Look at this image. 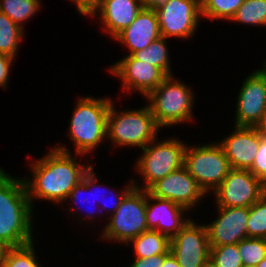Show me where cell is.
<instances>
[{
  "label": "cell",
  "mask_w": 266,
  "mask_h": 267,
  "mask_svg": "<svg viewBox=\"0 0 266 267\" xmlns=\"http://www.w3.org/2000/svg\"><path fill=\"white\" fill-rule=\"evenodd\" d=\"M261 128L263 130V133L266 135V120H265V123L263 124V126Z\"/></svg>",
  "instance_id": "41"
},
{
  "label": "cell",
  "mask_w": 266,
  "mask_h": 267,
  "mask_svg": "<svg viewBox=\"0 0 266 267\" xmlns=\"http://www.w3.org/2000/svg\"><path fill=\"white\" fill-rule=\"evenodd\" d=\"M256 178L266 185V135L260 128V146L253 165L249 170Z\"/></svg>",
  "instance_id": "31"
},
{
  "label": "cell",
  "mask_w": 266,
  "mask_h": 267,
  "mask_svg": "<svg viewBox=\"0 0 266 267\" xmlns=\"http://www.w3.org/2000/svg\"><path fill=\"white\" fill-rule=\"evenodd\" d=\"M266 193V185L249 170L231 168L214 190L217 206L250 207Z\"/></svg>",
  "instance_id": "9"
},
{
  "label": "cell",
  "mask_w": 266,
  "mask_h": 267,
  "mask_svg": "<svg viewBox=\"0 0 266 267\" xmlns=\"http://www.w3.org/2000/svg\"><path fill=\"white\" fill-rule=\"evenodd\" d=\"M234 127V132L218 144L231 168L250 170L260 146V127Z\"/></svg>",
  "instance_id": "16"
},
{
  "label": "cell",
  "mask_w": 266,
  "mask_h": 267,
  "mask_svg": "<svg viewBox=\"0 0 266 267\" xmlns=\"http://www.w3.org/2000/svg\"><path fill=\"white\" fill-rule=\"evenodd\" d=\"M34 248L33 242L19 247L6 248L1 267H40Z\"/></svg>",
  "instance_id": "25"
},
{
  "label": "cell",
  "mask_w": 266,
  "mask_h": 267,
  "mask_svg": "<svg viewBox=\"0 0 266 267\" xmlns=\"http://www.w3.org/2000/svg\"><path fill=\"white\" fill-rule=\"evenodd\" d=\"M162 37L158 16L154 9L143 8L134 21L115 38L129 48L131 55L133 52L145 49L153 41Z\"/></svg>",
  "instance_id": "19"
},
{
  "label": "cell",
  "mask_w": 266,
  "mask_h": 267,
  "mask_svg": "<svg viewBox=\"0 0 266 267\" xmlns=\"http://www.w3.org/2000/svg\"><path fill=\"white\" fill-rule=\"evenodd\" d=\"M129 244H133L136 258L170 253V239L155 230L141 233L136 238L131 239Z\"/></svg>",
  "instance_id": "20"
},
{
  "label": "cell",
  "mask_w": 266,
  "mask_h": 267,
  "mask_svg": "<svg viewBox=\"0 0 266 267\" xmlns=\"http://www.w3.org/2000/svg\"><path fill=\"white\" fill-rule=\"evenodd\" d=\"M265 65H264V68L261 70H256L258 72V74L264 79L266 80V60H265Z\"/></svg>",
  "instance_id": "38"
},
{
  "label": "cell",
  "mask_w": 266,
  "mask_h": 267,
  "mask_svg": "<svg viewBox=\"0 0 266 267\" xmlns=\"http://www.w3.org/2000/svg\"><path fill=\"white\" fill-rule=\"evenodd\" d=\"M142 9L140 0H100L87 15L95 17L99 13L104 31L115 38Z\"/></svg>",
  "instance_id": "18"
},
{
  "label": "cell",
  "mask_w": 266,
  "mask_h": 267,
  "mask_svg": "<svg viewBox=\"0 0 266 267\" xmlns=\"http://www.w3.org/2000/svg\"><path fill=\"white\" fill-rule=\"evenodd\" d=\"M78 99L68 133L77 155L81 156L92 152L107 138V117L112 100L88 96Z\"/></svg>",
  "instance_id": "3"
},
{
  "label": "cell",
  "mask_w": 266,
  "mask_h": 267,
  "mask_svg": "<svg viewBox=\"0 0 266 267\" xmlns=\"http://www.w3.org/2000/svg\"><path fill=\"white\" fill-rule=\"evenodd\" d=\"M134 181H135V180H133V179L130 180V182H129L128 186L126 187V189L122 191L123 193L121 192L120 195L116 194V195L114 196L115 199H114V198H113V199L115 200V202H114L115 204L113 203V204H114V206H112V209H113V210H112V209L110 210V212H111V211H113V212H111V213H109V214H113V213L118 209V207L121 205V202H122V200L124 199V197H125V196H126V195H127L133 188H134V185H133V182H134ZM98 187L101 188L99 185H98ZM95 190H96V189H95ZM95 195H98V194H95V193H94V196H95ZM121 195H122V196H121ZM99 196H100V195H99ZM99 196H98V197H99ZM102 198H103V197H102ZM97 199H98V198H97ZM97 199H96V200H97ZM106 206H108V205L105 204L103 208L106 209ZM108 208H109V206H108Z\"/></svg>",
  "instance_id": "34"
},
{
  "label": "cell",
  "mask_w": 266,
  "mask_h": 267,
  "mask_svg": "<svg viewBox=\"0 0 266 267\" xmlns=\"http://www.w3.org/2000/svg\"><path fill=\"white\" fill-rule=\"evenodd\" d=\"M168 254L153 255L146 258H136L130 267H162Z\"/></svg>",
  "instance_id": "33"
},
{
  "label": "cell",
  "mask_w": 266,
  "mask_h": 267,
  "mask_svg": "<svg viewBox=\"0 0 266 267\" xmlns=\"http://www.w3.org/2000/svg\"><path fill=\"white\" fill-rule=\"evenodd\" d=\"M167 76L147 97L160 127L192 121L194 93L184 83Z\"/></svg>",
  "instance_id": "5"
},
{
  "label": "cell",
  "mask_w": 266,
  "mask_h": 267,
  "mask_svg": "<svg viewBox=\"0 0 266 267\" xmlns=\"http://www.w3.org/2000/svg\"><path fill=\"white\" fill-rule=\"evenodd\" d=\"M256 267H266V257Z\"/></svg>",
  "instance_id": "40"
},
{
  "label": "cell",
  "mask_w": 266,
  "mask_h": 267,
  "mask_svg": "<svg viewBox=\"0 0 266 267\" xmlns=\"http://www.w3.org/2000/svg\"><path fill=\"white\" fill-rule=\"evenodd\" d=\"M156 140H152L142 149L143 154L136 162V171L140 172L141 177L143 176L145 186L141 188L135 181L133 182L135 188L148 190L155 182L184 165L187 144L176 138L164 139L154 144Z\"/></svg>",
  "instance_id": "7"
},
{
  "label": "cell",
  "mask_w": 266,
  "mask_h": 267,
  "mask_svg": "<svg viewBox=\"0 0 266 267\" xmlns=\"http://www.w3.org/2000/svg\"><path fill=\"white\" fill-rule=\"evenodd\" d=\"M170 252L180 267H209L210 245L206 226L189 220L170 239Z\"/></svg>",
  "instance_id": "10"
},
{
  "label": "cell",
  "mask_w": 266,
  "mask_h": 267,
  "mask_svg": "<svg viewBox=\"0 0 266 267\" xmlns=\"http://www.w3.org/2000/svg\"><path fill=\"white\" fill-rule=\"evenodd\" d=\"M5 247L0 244V267L2 266V259H3V254L5 252Z\"/></svg>",
  "instance_id": "39"
},
{
  "label": "cell",
  "mask_w": 266,
  "mask_h": 267,
  "mask_svg": "<svg viewBox=\"0 0 266 267\" xmlns=\"http://www.w3.org/2000/svg\"><path fill=\"white\" fill-rule=\"evenodd\" d=\"M236 105L234 126H263L266 120V80L257 71L243 81Z\"/></svg>",
  "instance_id": "12"
},
{
  "label": "cell",
  "mask_w": 266,
  "mask_h": 267,
  "mask_svg": "<svg viewBox=\"0 0 266 267\" xmlns=\"http://www.w3.org/2000/svg\"><path fill=\"white\" fill-rule=\"evenodd\" d=\"M238 244L210 247L209 267H242Z\"/></svg>",
  "instance_id": "29"
},
{
  "label": "cell",
  "mask_w": 266,
  "mask_h": 267,
  "mask_svg": "<svg viewBox=\"0 0 266 267\" xmlns=\"http://www.w3.org/2000/svg\"><path fill=\"white\" fill-rule=\"evenodd\" d=\"M24 31L23 28L0 12V53L15 58L20 41L24 37Z\"/></svg>",
  "instance_id": "22"
},
{
  "label": "cell",
  "mask_w": 266,
  "mask_h": 267,
  "mask_svg": "<svg viewBox=\"0 0 266 267\" xmlns=\"http://www.w3.org/2000/svg\"><path fill=\"white\" fill-rule=\"evenodd\" d=\"M77 6L80 14L87 15L100 0H71Z\"/></svg>",
  "instance_id": "35"
},
{
  "label": "cell",
  "mask_w": 266,
  "mask_h": 267,
  "mask_svg": "<svg viewBox=\"0 0 266 267\" xmlns=\"http://www.w3.org/2000/svg\"><path fill=\"white\" fill-rule=\"evenodd\" d=\"M31 202L24 179L0 170V244L5 248L33 242Z\"/></svg>",
  "instance_id": "2"
},
{
  "label": "cell",
  "mask_w": 266,
  "mask_h": 267,
  "mask_svg": "<svg viewBox=\"0 0 266 267\" xmlns=\"http://www.w3.org/2000/svg\"><path fill=\"white\" fill-rule=\"evenodd\" d=\"M99 178H97V176L94 174L93 171V166H91V168L85 173V175L82 178V181H80L70 192V194L68 195L67 199L70 198L73 200V203L76 202H88L89 198H84V199H79V196L82 194L81 192H88V190H94V187L96 188V184L98 183ZM91 192V191H90ZM89 193V192H88ZM90 194V193H89ZM92 194V193H91ZM94 196V194H93ZM78 202V203H79ZM95 202V201H93ZM92 213V212H91ZM91 213H87V216L90 219L93 218L94 215H91ZM90 214V215H88ZM93 214V213H92Z\"/></svg>",
  "instance_id": "30"
},
{
  "label": "cell",
  "mask_w": 266,
  "mask_h": 267,
  "mask_svg": "<svg viewBox=\"0 0 266 267\" xmlns=\"http://www.w3.org/2000/svg\"><path fill=\"white\" fill-rule=\"evenodd\" d=\"M122 80L125 91H139L145 98L167 77L158 67L127 55L109 69Z\"/></svg>",
  "instance_id": "14"
},
{
  "label": "cell",
  "mask_w": 266,
  "mask_h": 267,
  "mask_svg": "<svg viewBox=\"0 0 266 267\" xmlns=\"http://www.w3.org/2000/svg\"><path fill=\"white\" fill-rule=\"evenodd\" d=\"M66 146L52 148L31 163L33 179L24 180L32 207L34 199L63 203L92 165L77 162Z\"/></svg>",
  "instance_id": "1"
},
{
  "label": "cell",
  "mask_w": 266,
  "mask_h": 267,
  "mask_svg": "<svg viewBox=\"0 0 266 267\" xmlns=\"http://www.w3.org/2000/svg\"><path fill=\"white\" fill-rule=\"evenodd\" d=\"M147 191L154 197L171 200L188 210L206 195L184 165L155 182Z\"/></svg>",
  "instance_id": "13"
},
{
  "label": "cell",
  "mask_w": 266,
  "mask_h": 267,
  "mask_svg": "<svg viewBox=\"0 0 266 267\" xmlns=\"http://www.w3.org/2000/svg\"><path fill=\"white\" fill-rule=\"evenodd\" d=\"M162 267H180L175 257L171 252L164 258V264Z\"/></svg>",
  "instance_id": "37"
},
{
  "label": "cell",
  "mask_w": 266,
  "mask_h": 267,
  "mask_svg": "<svg viewBox=\"0 0 266 267\" xmlns=\"http://www.w3.org/2000/svg\"><path fill=\"white\" fill-rule=\"evenodd\" d=\"M247 237L266 239V193L249 207Z\"/></svg>",
  "instance_id": "27"
},
{
  "label": "cell",
  "mask_w": 266,
  "mask_h": 267,
  "mask_svg": "<svg viewBox=\"0 0 266 267\" xmlns=\"http://www.w3.org/2000/svg\"><path fill=\"white\" fill-rule=\"evenodd\" d=\"M217 207L218 218L205 224L210 247L238 244L247 238L249 207Z\"/></svg>",
  "instance_id": "15"
},
{
  "label": "cell",
  "mask_w": 266,
  "mask_h": 267,
  "mask_svg": "<svg viewBox=\"0 0 266 267\" xmlns=\"http://www.w3.org/2000/svg\"><path fill=\"white\" fill-rule=\"evenodd\" d=\"M184 166L207 194L222 183L231 169L228 159L218 143L186 146Z\"/></svg>",
  "instance_id": "8"
},
{
  "label": "cell",
  "mask_w": 266,
  "mask_h": 267,
  "mask_svg": "<svg viewBox=\"0 0 266 267\" xmlns=\"http://www.w3.org/2000/svg\"><path fill=\"white\" fill-rule=\"evenodd\" d=\"M41 7L40 0H0V12L24 29L23 23Z\"/></svg>",
  "instance_id": "23"
},
{
  "label": "cell",
  "mask_w": 266,
  "mask_h": 267,
  "mask_svg": "<svg viewBox=\"0 0 266 267\" xmlns=\"http://www.w3.org/2000/svg\"><path fill=\"white\" fill-rule=\"evenodd\" d=\"M147 190L133 188L110 215L101 239L128 245V242L148 230L146 218Z\"/></svg>",
  "instance_id": "6"
},
{
  "label": "cell",
  "mask_w": 266,
  "mask_h": 267,
  "mask_svg": "<svg viewBox=\"0 0 266 267\" xmlns=\"http://www.w3.org/2000/svg\"><path fill=\"white\" fill-rule=\"evenodd\" d=\"M15 58L8 56L6 54L0 53V87L7 89V83L9 76V69L12 66V62Z\"/></svg>",
  "instance_id": "32"
},
{
  "label": "cell",
  "mask_w": 266,
  "mask_h": 267,
  "mask_svg": "<svg viewBox=\"0 0 266 267\" xmlns=\"http://www.w3.org/2000/svg\"><path fill=\"white\" fill-rule=\"evenodd\" d=\"M113 102L107 117V138L116 146H136L143 149L157 139L159 124L147 104L137 110L116 111Z\"/></svg>",
  "instance_id": "4"
},
{
  "label": "cell",
  "mask_w": 266,
  "mask_h": 267,
  "mask_svg": "<svg viewBox=\"0 0 266 267\" xmlns=\"http://www.w3.org/2000/svg\"><path fill=\"white\" fill-rule=\"evenodd\" d=\"M166 38L160 37L159 39L153 41L145 49L133 52L131 56L134 59L147 62L155 67H158L166 76H170L171 65L169 60V54L167 51Z\"/></svg>",
  "instance_id": "21"
},
{
  "label": "cell",
  "mask_w": 266,
  "mask_h": 267,
  "mask_svg": "<svg viewBox=\"0 0 266 267\" xmlns=\"http://www.w3.org/2000/svg\"><path fill=\"white\" fill-rule=\"evenodd\" d=\"M143 8L156 10L170 0H140Z\"/></svg>",
  "instance_id": "36"
},
{
  "label": "cell",
  "mask_w": 266,
  "mask_h": 267,
  "mask_svg": "<svg viewBox=\"0 0 266 267\" xmlns=\"http://www.w3.org/2000/svg\"><path fill=\"white\" fill-rule=\"evenodd\" d=\"M162 37L190 38L201 17L200 0H170L156 10Z\"/></svg>",
  "instance_id": "11"
},
{
  "label": "cell",
  "mask_w": 266,
  "mask_h": 267,
  "mask_svg": "<svg viewBox=\"0 0 266 267\" xmlns=\"http://www.w3.org/2000/svg\"><path fill=\"white\" fill-rule=\"evenodd\" d=\"M242 267H256V266H252V265L244 266V265H243Z\"/></svg>",
  "instance_id": "42"
},
{
  "label": "cell",
  "mask_w": 266,
  "mask_h": 267,
  "mask_svg": "<svg viewBox=\"0 0 266 267\" xmlns=\"http://www.w3.org/2000/svg\"><path fill=\"white\" fill-rule=\"evenodd\" d=\"M243 265L257 266L266 257V239L247 237L238 243Z\"/></svg>",
  "instance_id": "28"
},
{
  "label": "cell",
  "mask_w": 266,
  "mask_h": 267,
  "mask_svg": "<svg viewBox=\"0 0 266 267\" xmlns=\"http://www.w3.org/2000/svg\"><path fill=\"white\" fill-rule=\"evenodd\" d=\"M152 201V203H151ZM185 207L152 196L147 191L146 218L148 230H155L172 239L190 219L184 218Z\"/></svg>",
  "instance_id": "17"
},
{
  "label": "cell",
  "mask_w": 266,
  "mask_h": 267,
  "mask_svg": "<svg viewBox=\"0 0 266 267\" xmlns=\"http://www.w3.org/2000/svg\"><path fill=\"white\" fill-rule=\"evenodd\" d=\"M233 22L248 25H266V0H244L231 18Z\"/></svg>",
  "instance_id": "24"
},
{
  "label": "cell",
  "mask_w": 266,
  "mask_h": 267,
  "mask_svg": "<svg viewBox=\"0 0 266 267\" xmlns=\"http://www.w3.org/2000/svg\"><path fill=\"white\" fill-rule=\"evenodd\" d=\"M244 0H200L202 17L231 20Z\"/></svg>",
  "instance_id": "26"
}]
</instances>
